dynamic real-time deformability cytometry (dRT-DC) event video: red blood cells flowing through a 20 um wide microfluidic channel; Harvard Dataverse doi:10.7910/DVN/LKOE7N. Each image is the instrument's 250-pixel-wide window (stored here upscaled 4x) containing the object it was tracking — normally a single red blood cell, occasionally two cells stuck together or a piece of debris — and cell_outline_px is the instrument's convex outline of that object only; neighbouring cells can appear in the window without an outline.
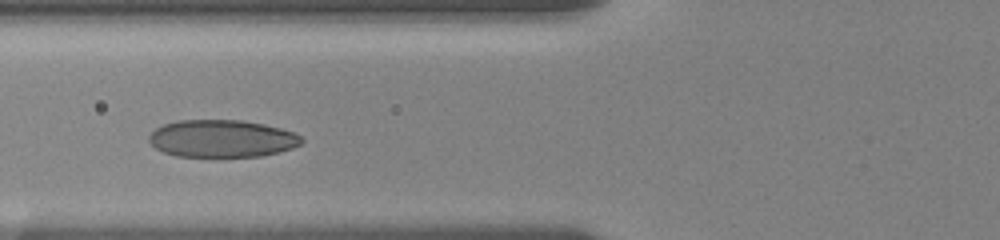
{"species": "human", "species_latin": "Homo sapiens", "temperature_condition": "room temperature", "stored_images_in_passage": 7, "camera_frame_rate_fps": 3000, "um_per_image_px": 0.085, "donor": {"sex": "female"}, "frame": {"image": 1, "passage_image": 2, "time_ms": 1.0, "image_size_px": [1000, 240], "cell_outline_px": [[304, 140], [300, 144], [292, 148], [280, 152], [260, 156], [176, 156], [164, 152], [156, 148], [148, 140], [148, 136], [156, 128], [164, 124], [180, 120], [240, 120], [264, 124], [296, 132]], "centroid_in_image_um": [18.88, 11.77], "position_along_channel_um": 106.9, "area_um2": 33.18}}
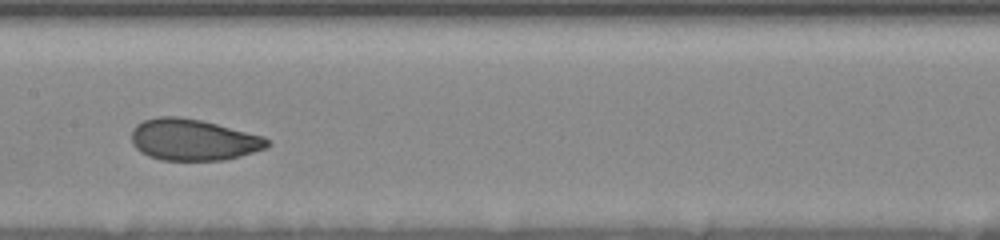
{"frame": {"image": 2, "passage_image": 4, "time_ms": 3.333, "image_size_px": [1000, 240], "cell_outline_px": [[272, 144], [264, 148], [240, 156], [224, 160], [160, 160], [148, 156], [140, 152], [132, 144], [132, 128], [136, 124], [144, 120], [156, 116], [180, 116], [200, 120], [264, 136]], "centroid_in_image_um": [16.39, 11.88], "position_along_channel_um": 191.0, "area_um2": 32.83}}
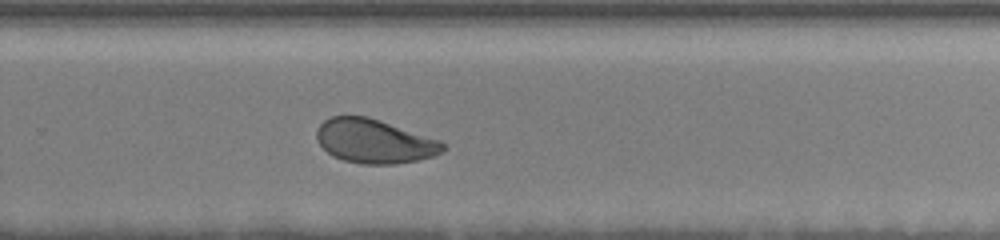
{"frame": {"image": 3, "passage_image": 7, "time_ms": 6.333, "image_size_px": [1000, 240], "cell_outline_px": [[444, 148], [440, 152], [432, 156], [416, 160], [396, 164], [360, 164], [344, 160], [332, 156], [316, 140], [316, 128], [324, 120], [332, 116], [368, 116], [440, 140], [444, 144]], "centroid_in_image_um": [31.78, 12.0], "position_along_channel_um": 298.0, "area_um2": 32.25}}